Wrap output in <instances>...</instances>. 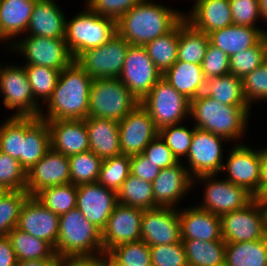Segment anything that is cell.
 Instances as JSON below:
<instances>
[{"label":"cell","mask_w":267,"mask_h":266,"mask_svg":"<svg viewBox=\"0 0 267 266\" xmlns=\"http://www.w3.org/2000/svg\"><path fill=\"white\" fill-rule=\"evenodd\" d=\"M183 18L182 11L141 0L116 21V29L130 45L145 46L171 31Z\"/></svg>","instance_id":"6da1fadb"},{"label":"cell","mask_w":267,"mask_h":266,"mask_svg":"<svg viewBox=\"0 0 267 266\" xmlns=\"http://www.w3.org/2000/svg\"><path fill=\"white\" fill-rule=\"evenodd\" d=\"M93 78L75 61L60 71L55 89L46 102L42 120L86 119L89 116V95ZM48 108V109H47Z\"/></svg>","instance_id":"7a4b0ae2"},{"label":"cell","mask_w":267,"mask_h":266,"mask_svg":"<svg viewBox=\"0 0 267 266\" xmlns=\"http://www.w3.org/2000/svg\"><path fill=\"white\" fill-rule=\"evenodd\" d=\"M250 106H229L200 94L190 101V117L198 129L235 141L243 136L250 116Z\"/></svg>","instance_id":"3957f363"},{"label":"cell","mask_w":267,"mask_h":266,"mask_svg":"<svg viewBox=\"0 0 267 266\" xmlns=\"http://www.w3.org/2000/svg\"><path fill=\"white\" fill-rule=\"evenodd\" d=\"M54 250L59 258L102 254V231L90 223L78 208H74L59 218Z\"/></svg>","instance_id":"277c9868"},{"label":"cell","mask_w":267,"mask_h":266,"mask_svg":"<svg viewBox=\"0 0 267 266\" xmlns=\"http://www.w3.org/2000/svg\"><path fill=\"white\" fill-rule=\"evenodd\" d=\"M116 33L114 19L100 16L87 6L69 21L66 19L65 42L74 59L85 50L104 45Z\"/></svg>","instance_id":"5b68a950"},{"label":"cell","mask_w":267,"mask_h":266,"mask_svg":"<svg viewBox=\"0 0 267 266\" xmlns=\"http://www.w3.org/2000/svg\"><path fill=\"white\" fill-rule=\"evenodd\" d=\"M140 101L119 78L93 79L89 95V116L119 122Z\"/></svg>","instance_id":"8992f818"},{"label":"cell","mask_w":267,"mask_h":266,"mask_svg":"<svg viewBox=\"0 0 267 266\" xmlns=\"http://www.w3.org/2000/svg\"><path fill=\"white\" fill-rule=\"evenodd\" d=\"M221 235L226 243L261 240L267 237L263 202L254 198L248 205L220 216Z\"/></svg>","instance_id":"52a82bcc"},{"label":"cell","mask_w":267,"mask_h":266,"mask_svg":"<svg viewBox=\"0 0 267 266\" xmlns=\"http://www.w3.org/2000/svg\"><path fill=\"white\" fill-rule=\"evenodd\" d=\"M140 104L148 111L158 130L181 124L186 116H190V100L163 78L151 88Z\"/></svg>","instance_id":"ba28073f"},{"label":"cell","mask_w":267,"mask_h":266,"mask_svg":"<svg viewBox=\"0 0 267 266\" xmlns=\"http://www.w3.org/2000/svg\"><path fill=\"white\" fill-rule=\"evenodd\" d=\"M0 92L5 107L16 111L11 117H39L44 111L34 99L24 65L0 66Z\"/></svg>","instance_id":"9c48e42d"},{"label":"cell","mask_w":267,"mask_h":266,"mask_svg":"<svg viewBox=\"0 0 267 266\" xmlns=\"http://www.w3.org/2000/svg\"><path fill=\"white\" fill-rule=\"evenodd\" d=\"M130 44L116 33L108 42L82 52L75 62L93 79L118 78Z\"/></svg>","instance_id":"30bf717a"},{"label":"cell","mask_w":267,"mask_h":266,"mask_svg":"<svg viewBox=\"0 0 267 266\" xmlns=\"http://www.w3.org/2000/svg\"><path fill=\"white\" fill-rule=\"evenodd\" d=\"M10 47L25 57V65L51 67L62 71L75 61L65 39L25 35L23 40L13 41Z\"/></svg>","instance_id":"8fae6325"},{"label":"cell","mask_w":267,"mask_h":266,"mask_svg":"<svg viewBox=\"0 0 267 266\" xmlns=\"http://www.w3.org/2000/svg\"><path fill=\"white\" fill-rule=\"evenodd\" d=\"M215 176L213 174L195 178L205 185L203 203L197 204L199 208L221 216L245 207L255 198L245 188L226 179H215Z\"/></svg>","instance_id":"7c38bea8"},{"label":"cell","mask_w":267,"mask_h":266,"mask_svg":"<svg viewBox=\"0 0 267 266\" xmlns=\"http://www.w3.org/2000/svg\"><path fill=\"white\" fill-rule=\"evenodd\" d=\"M223 141L228 142L222 136L195 128L190 150L185 158L188 159L187 169L193 179L221 173L224 164Z\"/></svg>","instance_id":"4fadbf2b"},{"label":"cell","mask_w":267,"mask_h":266,"mask_svg":"<svg viewBox=\"0 0 267 266\" xmlns=\"http://www.w3.org/2000/svg\"><path fill=\"white\" fill-rule=\"evenodd\" d=\"M118 78L141 102L162 78V74L148 56L144 46L130 45Z\"/></svg>","instance_id":"5bb4252c"},{"label":"cell","mask_w":267,"mask_h":266,"mask_svg":"<svg viewBox=\"0 0 267 266\" xmlns=\"http://www.w3.org/2000/svg\"><path fill=\"white\" fill-rule=\"evenodd\" d=\"M221 172H227V181L245 188L255 198H260V149L236 144L230 149Z\"/></svg>","instance_id":"9a60e30c"},{"label":"cell","mask_w":267,"mask_h":266,"mask_svg":"<svg viewBox=\"0 0 267 266\" xmlns=\"http://www.w3.org/2000/svg\"><path fill=\"white\" fill-rule=\"evenodd\" d=\"M143 209L117 203L102 230L104 254L115 246L141 239Z\"/></svg>","instance_id":"2e32d148"},{"label":"cell","mask_w":267,"mask_h":266,"mask_svg":"<svg viewBox=\"0 0 267 266\" xmlns=\"http://www.w3.org/2000/svg\"><path fill=\"white\" fill-rule=\"evenodd\" d=\"M159 134L148 111L139 104L119 121L120 149L122 154L136 155Z\"/></svg>","instance_id":"e0dca14e"},{"label":"cell","mask_w":267,"mask_h":266,"mask_svg":"<svg viewBox=\"0 0 267 266\" xmlns=\"http://www.w3.org/2000/svg\"><path fill=\"white\" fill-rule=\"evenodd\" d=\"M148 246L181 241L180 218L176 208L156 207L143 211L141 239Z\"/></svg>","instance_id":"ac0fdd59"},{"label":"cell","mask_w":267,"mask_h":266,"mask_svg":"<svg viewBox=\"0 0 267 266\" xmlns=\"http://www.w3.org/2000/svg\"><path fill=\"white\" fill-rule=\"evenodd\" d=\"M68 183H70L68 156L52 148L26 172V191L30 196H35L43 188Z\"/></svg>","instance_id":"d6986e66"},{"label":"cell","mask_w":267,"mask_h":266,"mask_svg":"<svg viewBox=\"0 0 267 266\" xmlns=\"http://www.w3.org/2000/svg\"><path fill=\"white\" fill-rule=\"evenodd\" d=\"M117 203V193L98 182L77 186L76 208L101 231Z\"/></svg>","instance_id":"ffe728a7"},{"label":"cell","mask_w":267,"mask_h":266,"mask_svg":"<svg viewBox=\"0 0 267 266\" xmlns=\"http://www.w3.org/2000/svg\"><path fill=\"white\" fill-rule=\"evenodd\" d=\"M60 216L30 196L22 206L17 228L48 242L54 249L57 244Z\"/></svg>","instance_id":"44dd1931"},{"label":"cell","mask_w":267,"mask_h":266,"mask_svg":"<svg viewBox=\"0 0 267 266\" xmlns=\"http://www.w3.org/2000/svg\"><path fill=\"white\" fill-rule=\"evenodd\" d=\"M161 169L152 182L154 202L159 207L177 208L176 205L195 184L184 163Z\"/></svg>","instance_id":"7402d4cb"},{"label":"cell","mask_w":267,"mask_h":266,"mask_svg":"<svg viewBox=\"0 0 267 266\" xmlns=\"http://www.w3.org/2000/svg\"><path fill=\"white\" fill-rule=\"evenodd\" d=\"M50 130L51 148L65 156L89 151L85 119L45 120Z\"/></svg>","instance_id":"603a6c76"},{"label":"cell","mask_w":267,"mask_h":266,"mask_svg":"<svg viewBox=\"0 0 267 266\" xmlns=\"http://www.w3.org/2000/svg\"><path fill=\"white\" fill-rule=\"evenodd\" d=\"M178 210L181 240L224 241L221 235V219L197 205Z\"/></svg>","instance_id":"cb8c5ba5"},{"label":"cell","mask_w":267,"mask_h":266,"mask_svg":"<svg viewBox=\"0 0 267 266\" xmlns=\"http://www.w3.org/2000/svg\"><path fill=\"white\" fill-rule=\"evenodd\" d=\"M195 1L191 11L184 14V18L194 29L209 34L234 24L229 0Z\"/></svg>","instance_id":"d4e9b609"},{"label":"cell","mask_w":267,"mask_h":266,"mask_svg":"<svg viewBox=\"0 0 267 266\" xmlns=\"http://www.w3.org/2000/svg\"><path fill=\"white\" fill-rule=\"evenodd\" d=\"M60 8L54 0H36L27 35L65 39L66 17Z\"/></svg>","instance_id":"484cf974"},{"label":"cell","mask_w":267,"mask_h":266,"mask_svg":"<svg viewBox=\"0 0 267 266\" xmlns=\"http://www.w3.org/2000/svg\"><path fill=\"white\" fill-rule=\"evenodd\" d=\"M85 125L89 136V150L102 160L122 154L119 122L88 116Z\"/></svg>","instance_id":"4316f807"},{"label":"cell","mask_w":267,"mask_h":266,"mask_svg":"<svg viewBox=\"0 0 267 266\" xmlns=\"http://www.w3.org/2000/svg\"><path fill=\"white\" fill-rule=\"evenodd\" d=\"M266 32L261 28L232 24L208 35L210 43L221 49L230 58L232 55L256 45Z\"/></svg>","instance_id":"83f0119b"},{"label":"cell","mask_w":267,"mask_h":266,"mask_svg":"<svg viewBox=\"0 0 267 266\" xmlns=\"http://www.w3.org/2000/svg\"><path fill=\"white\" fill-rule=\"evenodd\" d=\"M51 148L47 121L25 117V138L22 140V168L29 171Z\"/></svg>","instance_id":"f1b7e54d"},{"label":"cell","mask_w":267,"mask_h":266,"mask_svg":"<svg viewBox=\"0 0 267 266\" xmlns=\"http://www.w3.org/2000/svg\"><path fill=\"white\" fill-rule=\"evenodd\" d=\"M36 0H0V42L10 41L27 30ZM12 39V41L10 40Z\"/></svg>","instance_id":"f546056e"},{"label":"cell","mask_w":267,"mask_h":266,"mask_svg":"<svg viewBox=\"0 0 267 266\" xmlns=\"http://www.w3.org/2000/svg\"><path fill=\"white\" fill-rule=\"evenodd\" d=\"M162 78L190 101L203 93L205 78L200 64L177 60Z\"/></svg>","instance_id":"4dcf8cb0"},{"label":"cell","mask_w":267,"mask_h":266,"mask_svg":"<svg viewBox=\"0 0 267 266\" xmlns=\"http://www.w3.org/2000/svg\"><path fill=\"white\" fill-rule=\"evenodd\" d=\"M17 261L60 259L54 248L46 241L29 235L15 227L7 234Z\"/></svg>","instance_id":"1f68e13d"},{"label":"cell","mask_w":267,"mask_h":266,"mask_svg":"<svg viewBox=\"0 0 267 266\" xmlns=\"http://www.w3.org/2000/svg\"><path fill=\"white\" fill-rule=\"evenodd\" d=\"M225 266H267V237L226 243Z\"/></svg>","instance_id":"d6a6232c"},{"label":"cell","mask_w":267,"mask_h":266,"mask_svg":"<svg viewBox=\"0 0 267 266\" xmlns=\"http://www.w3.org/2000/svg\"><path fill=\"white\" fill-rule=\"evenodd\" d=\"M202 94L229 106H249L243 95L242 79L232 74L205 79Z\"/></svg>","instance_id":"836d02e7"},{"label":"cell","mask_w":267,"mask_h":266,"mask_svg":"<svg viewBox=\"0 0 267 266\" xmlns=\"http://www.w3.org/2000/svg\"><path fill=\"white\" fill-rule=\"evenodd\" d=\"M209 42L208 34L194 29L183 18L179 22L177 60L201 65Z\"/></svg>","instance_id":"e575fe53"},{"label":"cell","mask_w":267,"mask_h":266,"mask_svg":"<svg viewBox=\"0 0 267 266\" xmlns=\"http://www.w3.org/2000/svg\"><path fill=\"white\" fill-rule=\"evenodd\" d=\"M188 266H225V241L181 240Z\"/></svg>","instance_id":"d590c367"},{"label":"cell","mask_w":267,"mask_h":266,"mask_svg":"<svg viewBox=\"0 0 267 266\" xmlns=\"http://www.w3.org/2000/svg\"><path fill=\"white\" fill-rule=\"evenodd\" d=\"M179 23L169 32L144 47L156 68L163 74L176 61L178 55Z\"/></svg>","instance_id":"8d00e7d4"},{"label":"cell","mask_w":267,"mask_h":266,"mask_svg":"<svg viewBox=\"0 0 267 266\" xmlns=\"http://www.w3.org/2000/svg\"><path fill=\"white\" fill-rule=\"evenodd\" d=\"M117 199L121 204L143 210L158 207L154 202L152 183L131 173L117 191Z\"/></svg>","instance_id":"74e56055"},{"label":"cell","mask_w":267,"mask_h":266,"mask_svg":"<svg viewBox=\"0 0 267 266\" xmlns=\"http://www.w3.org/2000/svg\"><path fill=\"white\" fill-rule=\"evenodd\" d=\"M34 197L53 213L61 216L76 208L77 186L68 183L46 187Z\"/></svg>","instance_id":"f35d334b"},{"label":"cell","mask_w":267,"mask_h":266,"mask_svg":"<svg viewBox=\"0 0 267 266\" xmlns=\"http://www.w3.org/2000/svg\"><path fill=\"white\" fill-rule=\"evenodd\" d=\"M70 166V183L81 184L96 183L99 178L102 159L92 151L74 154L68 157Z\"/></svg>","instance_id":"ab89813d"},{"label":"cell","mask_w":267,"mask_h":266,"mask_svg":"<svg viewBox=\"0 0 267 266\" xmlns=\"http://www.w3.org/2000/svg\"><path fill=\"white\" fill-rule=\"evenodd\" d=\"M25 138V117H7L0 125V152L18 160L22 167V140Z\"/></svg>","instance_id":"60d3db41"},{"label":"cell","mask_w":267,"mask_h":266,"mask_svg":"<svg viewBox=\"0 0 267 266\" xmlns=\"http://www.w3.org/2000/svg\"><path fill=\"white\" fill-rule=\"evenodd\" d=\"M34 99L45 104L55 89L60 70L38 65L24 66ZM39 98V99H38Z\"/></svg>","instance_id":"b9f144b4"},{"label":"cell","mask_w":267,"mask_h":266,"mask_svg":"<svg viewBox=\"0 0 267 266\" xmlns=\"http://www.w3.org/2000/svg\"><path fill=\"white\" fill-rule=\"evenodd\" d=\"M106 255L119 266H152L150 247L142 240L115 246Z\"/></svg>","instance_id":"7bdbcfd3"},{"label":"cell","mask_w":267,"mask_h":266,"mask_svg":"<svg viewBox=\"0 0 267 266\" xmlns=\"http://www.w3.org/2000/svg\"><path fill=\"white\" fill-rule=\"evenodd\" d=\"M130 173V156L120 154L102 161L97 182L117 193Z\"/></svg>","instance_id":"ee69618b"},{"label":"cell","mask_w":267,"mask_h":266,"mask_svg":"<svg viewBox=\"0 0 267 266\" xmlns=\"http://www.w3.org/2000/svg\"><path fill=\"white\" fill-rule=\"evenodd\" d=\"M265 37L256 45L230 57V74L243 79L266 61Z\"/></svg>","instance_id":"f6af8a7d"},{"label":"cell","mask_w":267,"mask_h":266,"mask_svg":"<svg viewBox=\"0 0 267 266\" xmlns=\"http://www.w3.org/2000/svg\"><path fill=\"white\" fill-rule=\"evenodd\" d=\"M29 197L26 190L8 191L0 200V236H7L17 226L22 206Z\"/></svg>","instance_id":"bcb514c9"},{"label":"cell","mask_w":267,"mask_h":266,"mask_svg":"<svg viewBox=\"0 0 267 266\" xmlns=\"http://www.w3.org/2000/svg\"><path fill=\"white\" fill-rule=\"evenodd\" d=\"M195 126L191 130L183 126L182 123L166 126L159 130V135L165 141L168 148L172 151L174 157L181 162L182 157H187Z\"/></svg>","instance_id":"7dc6e473"},{"label":"cell","mask_w":267,"mask_h":266,"mask_svg":"<svg viewBox=\"0 0 267 266\" xmlns=\"http://www.w3.org/2000/svg\"><path fill=\"white\" fill-rule=\"evenodd\" d=\"M0 185L8 191L26 190V171L18 160L0 152Z\"/></svg>","instance_id":"c3c4849f"},{"label":"cell","mask_w":267,"mask_h":266,"mask_svg":"<svg viewBox=\"0 0 267 266\" xmlns=\"http://www.w3.org/2000/svg\"><path fill=\"white\" fill-rule=\"evenodd\" d=\"M242 86L244 98L249 106L259 100L267 101V61L247 74L242 79Z\"/></svg>","instance_id":"681fc988"},{"label":"cell","mask_w":267,"mask_h":266,"mask_svg":"<svg viewBox=\"0 0 267 266\" xmlns=\"http://www.w3.org/2000/svg\"><path fill=\"white\" fill-rule=\"evenodd\" d=\"M149 247L152 266H188L182 241Z\"/></svg>","instance_id":"f907efd6"},{"label":"cell","mask_w":267,"mask_h":266,"mask_svg":"<svg viewBox=\"0 0 267 266\" xmlns=\"http://www.w3.org/2000/svg\"><path fill=\"white\" fill-rule=\"evenodd\" d=\"M201 67L205 79L224 76L230 74V58L209 42Z\"/></svg>","instance_id":"816d5d0a"},{"label":"cell","mask_w":267,"mask_h":266,"mask_svg":"<svg viewBox=\"0 0 267 266\" xmlns=\"http://www.w3.org/2000/svg\"><path fill=\"white\" fill-rule=\"evenodd\" d=\"M233 23L240 26L256 27L259 19H262L259 12L258 0H229Z\"/></svg>","instance_id":"f5cc1de1"},{"label":"cell","mask_w":267,"mask_h":266,"mask_svg":"<svg viewBox=\"0 0 267 266\" xmlns=\"http://www.w3.org/2000/svg\"><path fill=\"white\" fill-rule=\"evenodd\" d=\"M141 0H86L87 7L96 14L117 21Z\"/></svg>","instance_id":"db71d44e"},{"label":"cell","mask_w":267,"mask_h":266,"mask_svg":"<svg viewBox=\"0 0 267 266\" xmlns=\"http://www.w3.org/2000/svg\"><path fill=\"white\" fill-rule=\"evenodd\" d=\"M143 154L160 169L174 166L178 160L158 134L144 149Z\"/></svg>","instance_id":"11a10c76"},{"label":"cell","mask_w":267,"mask_h":266,"mask_svg":"<svg viewBox=\"0 0 267 266\" xmlns=\"http://www.w3.org/2000/svg\"><path fill=\"white\" fill-rule=\"evenodd\" d=\"M130 164L131 174L151 183L161 170L158 166H155L153 162L148 160L143 153L130 156Z\"/></svg>","instance_id":"9f6ffc18"},{"label":"cell","mask_w":267,"mask_h":266,"mask_svg":"<svg viewBox=\"0 0 267 266\" xmlns=\"http://www.w3.org/2000/svg\"><path fill=\"white\" fill-rule=\"evenodd\" d=\"M59 266H107V255L62 257Z\"/></svg>","instance_id":"6f0895ef"},{"label":"cell","mask_w":267,"mask_h":266,"mask_svg":"<svg viewBox=\"0 0 267 266\" xmlns=\"http://www.w3.org/2000/svg\"><path fill=\"white\" fill-rule=\"evenodd\" d=\"M17 258L7 236H0V266H17Z\"/></svg>","instance_id":"680465c9"},{"label":"cell","mask_w":267,"mask_h":266,"mask_svg":"<svg viewBox=\"0 0 267 266\" xmlns=\"http://www.w3.org/2000/svg\"><path fill=\"white\" fill-rule=\"evenodd\" d=\"M260 198L267 195V147L260 149Z\"/></svg>","instance_id":"91938a15"},{"label":"cell","mask_w":267,"mask_h":266,"mask_svg":"<svg viewBox=\"0 0 267 266\" xmlns=\"http://www.w3.org/2000/svg\"><path fill=\"white\" fill-rule=\"evenodd\" d=\"M60 259H38L18 261L17 266H59Z\"/></svg>","instance_id":"94428289"},{"label":"cell","mask_w":267,"mask_h":266,"mask_svg":"<svg viewBox=\"0 0 267 266\" xmlns=\"http://www.w3.org/2000/svg\"><path fill=\"white\" fill-rule=\"evenodd\" d=\"M259 12L264 21H267V0H258Z\"/></svg>","instance_id":"6125c7cd"},{"label":"cell","mask_w":267,"mask_h":266,"mask_svg":"<svg viewBox=\"0 0 267 266\" xmlns=\"http://www.w3.org/2000/svg\"><path fill=\"white\" fill-rule=\"evenodd\" d=\"M8 192L6 188L0 185V200L3 198V196Z\"/></svg>","instance_id":"be15d7a7"},{"label":"cell","mask_w":267,"mask_h":266,"mask_svg":"<svg viewBox=\"0 0 267 266\" xmlns=\"http://www.w3.org/2000/svg\"><path fill=\"white\" fill-rule=\"evenodd\" d=\"M260 199L263 202V205L266 211V217H267V196H262Z\"/></svg>","instance_id":"e7e4bbea"},{"label":"cell","mask_w":267,"mask_h":266,"mask_svg":"<svg viewBox=\"0 0 267 266\" xmlns=\"http://www.w3.org/2000/svg\"><path fill=\"white\" fill-rule=\"evenodd\" d=\"M107 266H119L116 265L108 256H107Z\"/></svg>","instance_id":"03108f58"},{"label":"cell","mask_w":267,"mask_h":266,"mask_svg":"<svg viewBox=\"0 0 267 266\" xmlns=\"http://www.w3.org/2000/svg\"><path fill=\"white\" fill-rule=\"evenodd\" d=\"M264 37H265V47H266V59H267V32L265 33Z\"/></svg>","instance_id":"003e7915"}]
</instances>
